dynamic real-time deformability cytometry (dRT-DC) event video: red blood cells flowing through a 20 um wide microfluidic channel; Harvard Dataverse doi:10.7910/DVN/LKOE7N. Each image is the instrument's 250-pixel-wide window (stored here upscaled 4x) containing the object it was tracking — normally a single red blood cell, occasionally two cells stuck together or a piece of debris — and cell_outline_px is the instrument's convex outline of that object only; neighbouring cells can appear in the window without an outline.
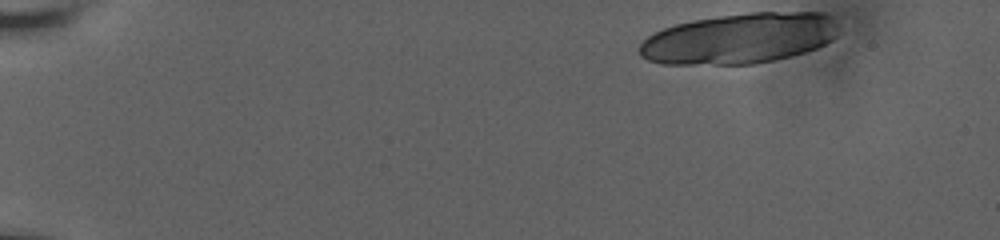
{"species": "human", "species_latin": "Homo sapiens", "temperature_condition": "room temperature", "stored_images_in_passage": 14, "camera_frame_rate_fps": 3000, "um_per_image_px": 0.085, "donor": {"sex": "male"}, "frame": {"image": 1, "passage_image": 1, "time_ms": 0.0, "image_size_px": [1000, 240], "cell_outline_px": [[836, 36], [832, 40], [816, 48], [804, 52], [772, 60], [752, 64], [660, 64], [648, 60], [640, 56], [640, 44], [648, 36], [664, 28], [676, 24], [692, 20], [720, 16], [752, 12], [824, 12], [832, 16], [836, 24]], "centroid_in_image_um": [62.85, 3.26], "position_along_channel_um": 22.1, "area_um2": 58.38}}